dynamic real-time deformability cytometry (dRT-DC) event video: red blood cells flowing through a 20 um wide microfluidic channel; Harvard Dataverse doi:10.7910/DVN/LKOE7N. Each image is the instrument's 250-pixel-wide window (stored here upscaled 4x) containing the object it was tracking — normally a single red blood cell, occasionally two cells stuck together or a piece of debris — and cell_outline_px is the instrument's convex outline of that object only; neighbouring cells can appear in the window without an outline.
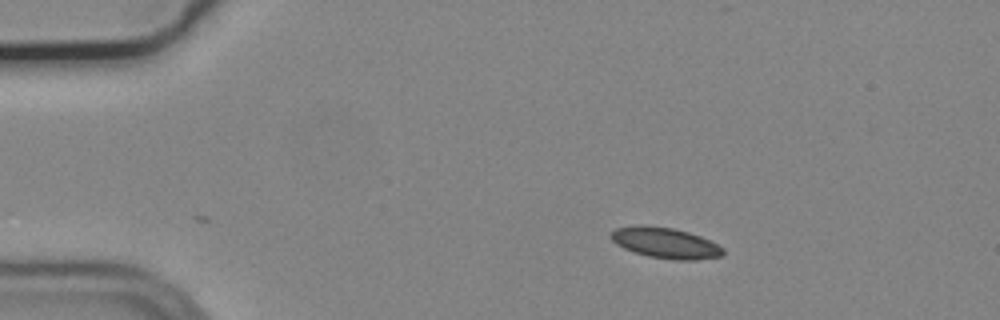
{"species": "common noctule bat (a hibernating species)", "species_latin": "Nyctalus noctula", "temperature_condition": "cold", "stored_images_in_passage": 47, "camera_frame_rate_fps": 3000, "um_per_image_px": 0.085, "animal": {"sex": "male", "body_mass_g": 19.2, "forearm_length_mm": 51.8}, "frame": {"image": 1, "passage_image": 1, "time_ms": 0.0, "image_size_px": [1000, 320], "cell_outline_px": [[724, 252], [720, 256], [696, 260], [676, 260], [648, 256], [624, 248], [616, 244], [612, 240], [612, 232], [616, 228], [636, 224], [640, 224], [672, 228], [688, 232], [712, 240], [724, 248]], "centroid_in_image_um": [56.58, 20.64], "position_along_channel_um": 28.4, "area_um2": 20.06}}
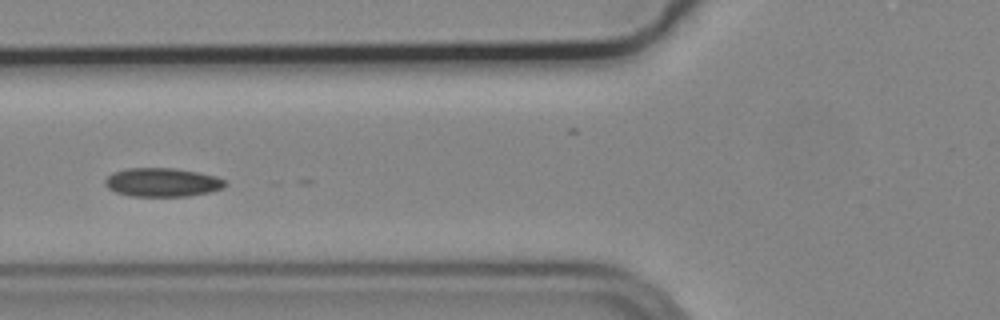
{"frame": {"image": 2, "passage_image": 13, "time_ms": 4.0, "image_size_px": [1000, 320], "cell_outline_px": [[228, 184], [224, 188], [212, 192], [188, 196], [132, 196], [116, 192], [108, 188], [104, 184], [104, 180], [108, 176], [116, 172], [128, 168], [176, 168], [216, 176], [224, 180]], "centroid_in_image_um": [13.83, 15.5], "position_along_channel_um": 112.0, "area_um2": 20.11}}
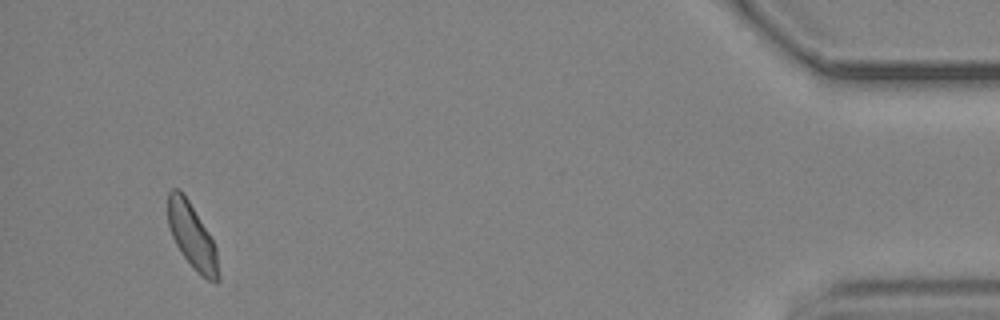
{"frame": {"image": 3, "passage_image": 44, "time_ms": 14.333, "image_size_px": [1000, 320], "cell_outline_px": [[220, 280], [216, 284], [200, 276], [196, 272], [180, 252], [172, 236], [168, 224], [168, 192], [172, 188], [180, 188], [188, 200], [208, 232], [216, 248], [220, 276]], "centroid_in_image_um": [16.33, 20.12], "position_along_channel_um": 418.9, "area_um2": 19.25}, "authors_computed_cell_mechanics": {"area_um2": 19.652, "velocity_mm_per_s": 3.6972, "shape_relaxation_time_tau1_ms": 9.9129, "shape_relaxation_time_tau2_ms": 3.8794, "deformation_change_tau1": 0.1283, "deformation_change_tau2": 0.093}}